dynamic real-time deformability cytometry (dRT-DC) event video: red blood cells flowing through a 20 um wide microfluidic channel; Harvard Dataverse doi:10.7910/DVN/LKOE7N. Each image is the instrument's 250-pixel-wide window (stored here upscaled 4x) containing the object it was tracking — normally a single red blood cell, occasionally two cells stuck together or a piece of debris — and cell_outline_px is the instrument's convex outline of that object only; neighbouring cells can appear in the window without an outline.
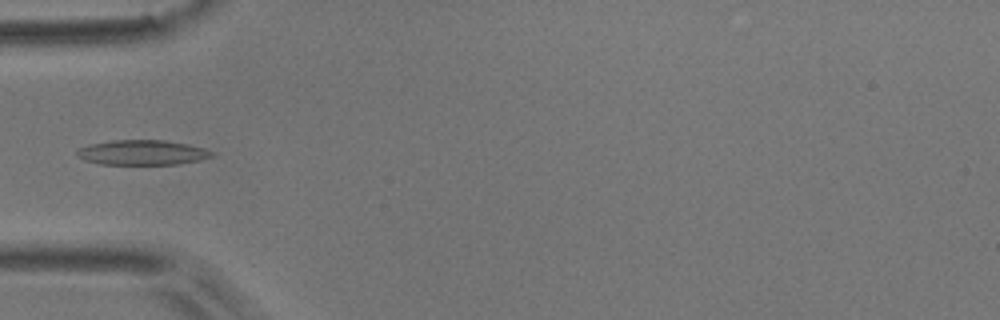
{"species": "common noctule bat (a hibernating species)", "species_latin": "Nyctalus noctula", "temperature_condition": "room temperature", "stored_images_in_passage": 6, "camera_frame_rate_fps": 3000, "um_per_image_px": 0.085, "animal": {"sex": "male", "body_mass_g": 17.9}, "frame": {"image": 1, "passage_image": 5, "time_ms": 1.333, "image_size_px": [1000, 320], "cell_outline_px": [[212, 156], [200, 160], [180, 164], [100, 164], [84, 160], [76, 156], [76, 152], [80, 148], [88, 144], [112, 140], [164, 140], [188, 144], [204, 148], [212, 152]], "centroid_in_image_um": [12.06, 12.96], "position_along_channel_um": 72.9, "area_um2": 19.59}}
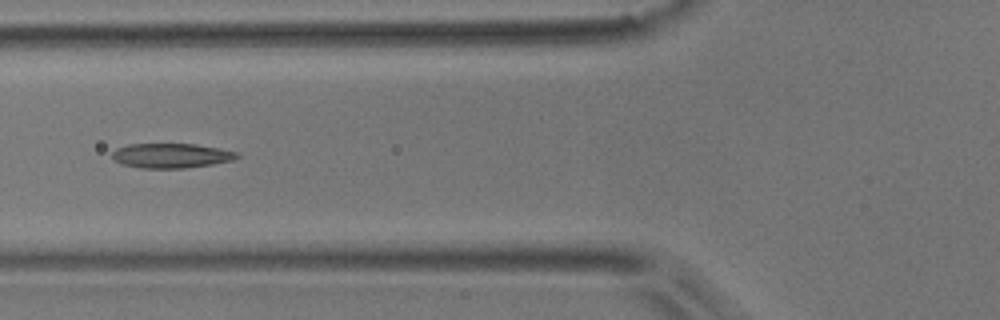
{"frame": {"image": 2, "passage_image": 6, "time_ms": 1.667, "image_size_px": [1000, 320], "cell_outline_px": [[240, 156], [232, 160], [212, 164], [184, 168], [140, 168], [120, 164], [112, 156], [112, 152], [116, 148], [128, 144], [196, 144], [240, 152]], "centroid_in_image_um": [14.55, 13.23], "position_along_channel_um": 111.2, "area_um2": 17.98}}